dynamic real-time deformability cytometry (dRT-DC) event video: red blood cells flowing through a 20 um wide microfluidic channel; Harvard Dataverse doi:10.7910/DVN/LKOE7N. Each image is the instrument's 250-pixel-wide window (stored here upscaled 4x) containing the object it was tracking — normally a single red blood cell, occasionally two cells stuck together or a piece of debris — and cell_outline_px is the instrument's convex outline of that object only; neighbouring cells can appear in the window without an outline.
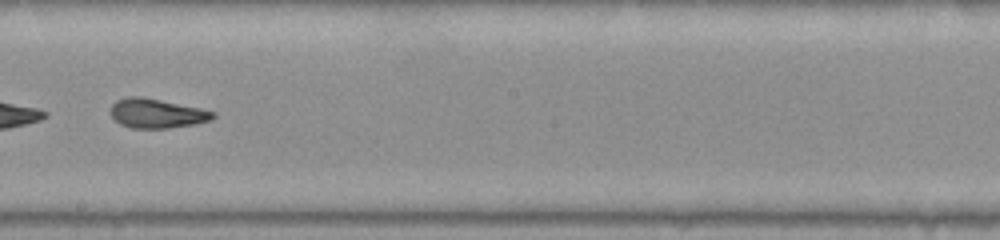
{"species": "common noctule bat (a hibernating species)", "species_latin": "Nyctalus noctula", "temperature_condition": "warm", "stored_images_in_passage": 49, "camera_frame_rate_fps": 3000, "um_per_image_px": 0.085, "animal": {"sex": "female", "body_mass_g": 22.0, "forearm_length_mm": 56.7}, "frame": {"image": 1, "passage_image": 28, "time_ms": 9.0, "image_size_px": [1000, 240], "cell_outline_px": [[216, 116], [212, 120], [196, 124], [168, 128], [132, 128], [120, 124], [112, 116], [112, 104], [116, 100], [128, 96], [144, 96], [200, 108], [216, 112]], "centroid_in_image_um": [13.36, 9.63], "position_along_channel_um": 234.8, "area_um2": 17.63}, "authors_computed_cell_mechanics": {"area_um2": 19.4208, "velocity_mm_per_s": 4.0179, "shape_relaxation_time_tau1_ms": 6.2212, "shape_relaxation_time_tau2_ms": 2.8606, "deformation_change_tau1": 0.2157, "deformation_change_tau2": 0.0844}}